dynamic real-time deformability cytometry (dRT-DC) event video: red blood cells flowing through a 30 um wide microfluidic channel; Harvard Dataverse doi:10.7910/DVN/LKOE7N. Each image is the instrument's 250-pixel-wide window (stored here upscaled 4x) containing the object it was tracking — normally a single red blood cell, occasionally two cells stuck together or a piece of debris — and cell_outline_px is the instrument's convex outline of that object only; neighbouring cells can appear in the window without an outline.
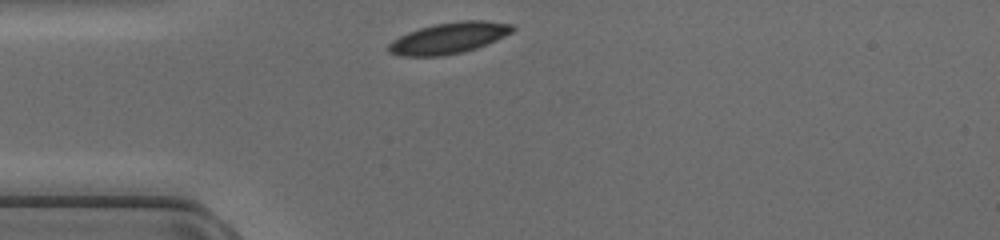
{"species": "common noctule bat (a hibernating species)", "species_latin": "Nyctalus noctula", "temperature_condition": "cold", "stored_images_in_passage": 28, "camera_frame_rate_fps": 3000, "um_per_image_px": 0.085, "animal": {"sex": "female", "body_mass_g": 17.0, "forearm_length_mm": 48.0}, "frame": {"image": 1, "passage_image": 1, "time_ms": 0.0, "image_size_px": [1000, 240], "cell_outline_px": [[516, 28], [512, 32], [488, 44], [476, 48], [460, 52], [440, 56], [400, 56], [388, 52], [388, 44], [392, 40], [408, 32], [420, 28], [436, 24], [460, 20], [484, 20], [512, 24]], "centroid_in_image_um": [38.16, 3.23], "position_along_channel_um": 46.8, "area_um2": 22.43}}
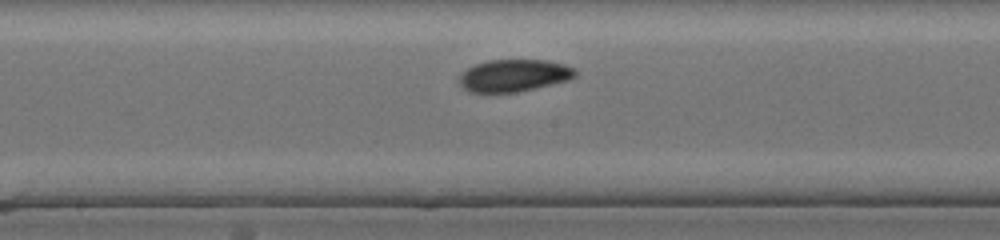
{"frame": {"image": 2, "passage_image": 13, "time_ms": 4.0, "image_size_px": [1000, 240], "cell_outline_px": [[576, 76], [568, 80], [516, 92], [468, 92], [460, 84], [460, 76], [468, 68], [476, 64], [488, 60], [548, 60], [564, 64], [572, 68], [576, 72]], "centroid_in_image_um": [43.68, 6.41], "position_along_channel_um": 204.5, "area_um2": 21.44}}
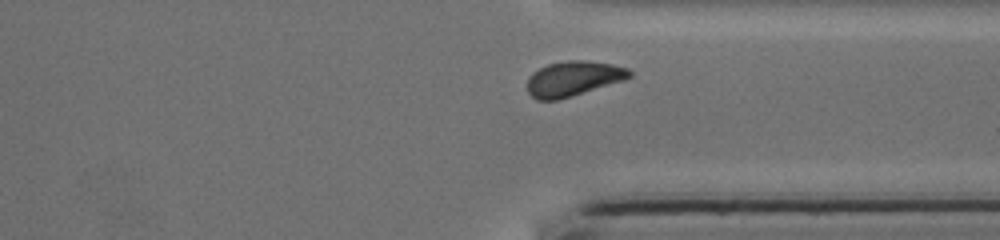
{"frame": {"image": 3, "passage_image": 24, "time_ms": 7.667, "image_size_px": [1000, 240], "cell_outline_px": [[632, 76], [624, 80], [572, 96], [556, 100], [536, 100], [528, 92], [528, 76], [532, 72], [548, 64], [564, 60], [584, 60], [612, 64], [628, 68], [632, 72]], "centroid_in_image_um": [48.72, 6.67], "position_along_channel_um": 362.7, "area_um2": 20.87}}